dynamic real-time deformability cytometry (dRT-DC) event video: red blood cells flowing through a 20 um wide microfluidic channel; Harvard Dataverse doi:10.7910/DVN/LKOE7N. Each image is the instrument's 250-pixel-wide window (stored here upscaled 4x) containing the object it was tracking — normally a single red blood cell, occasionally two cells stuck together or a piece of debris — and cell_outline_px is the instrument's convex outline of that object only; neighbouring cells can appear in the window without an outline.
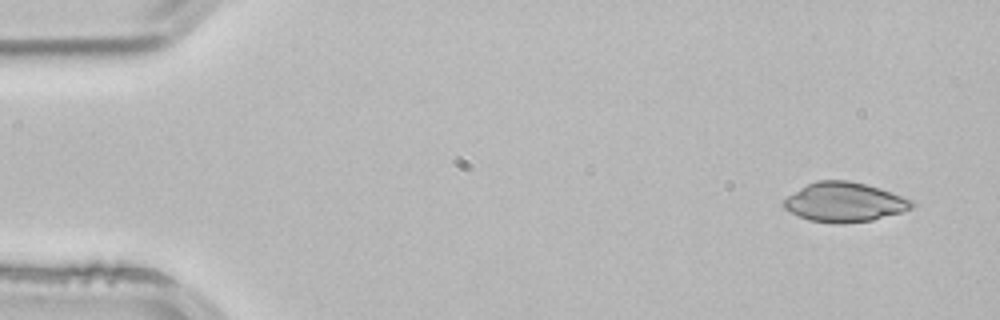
{"species": "common noctule bat (a hibernating species)", "species_latin": "Nyctalus noctula", "temperature_condition": "room temperature", "stored_images_in_passage": 4, "camera_frame_rate_fps": 3000, "um_per_image_px": 0.085, "animal": {"sex": "male", "body_mass_g": 21.5, "forearm_length_mm": 52.0}, "frame": {"image": 1, "passage_image": 4, "time_ms": 1.0, "image_size_px": [1000, 320], "cell_outline_px": [[916, 204], [912, 208], [900, 212], [872, 220], [840, 224], [836, 224], [808, 220], [784, 208], [784, 200], [788, 196], [800, 188], [816, 180], [848, 180], [880, 188], [912, 200]], "centroid_in_image_um": [71.78, 17.18], "position_along_channel_um": 13.2, "area_um2": 29.19}}